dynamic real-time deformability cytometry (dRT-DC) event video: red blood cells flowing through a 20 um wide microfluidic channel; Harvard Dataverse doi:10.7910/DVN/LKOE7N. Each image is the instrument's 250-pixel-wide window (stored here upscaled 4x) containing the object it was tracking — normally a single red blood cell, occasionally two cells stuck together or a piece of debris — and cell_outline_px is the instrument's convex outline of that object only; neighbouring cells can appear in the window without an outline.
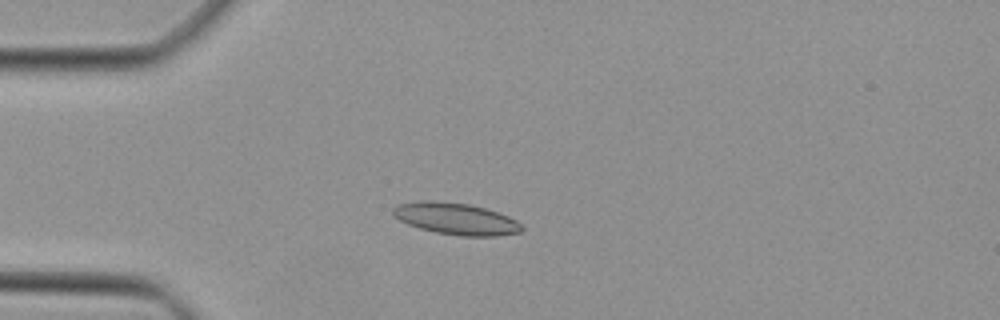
{"species": "Egyptian fruit bat (a non-hibernating species)", "species_latin": "Rousettus aegyptiacus", "temperature_condition": "cold", "stored_images_in_passage": 35, "camera_frame_rate_fps": 3000, "um_per_image_px": 0.085, "animal": {"sex": "female"}, "frame": {"image": 1, "passage_image": 1, "time_ms": 0.0, "image_size_px": [1000, 320], "cell_outline_px": [[524, 228], [520, 232], [496, 236], [460, 236], [436, 232], [420, 228], [408, 224], [400, 220], [392, 212], [392, 208], [400, 204], [468, 204], [484, 208], [508, 216], [516, 220]], "centroid_in_image_um": [38.86, 18.66], "position_along_channel_um": 46.1, "area_um2": 22.43}}
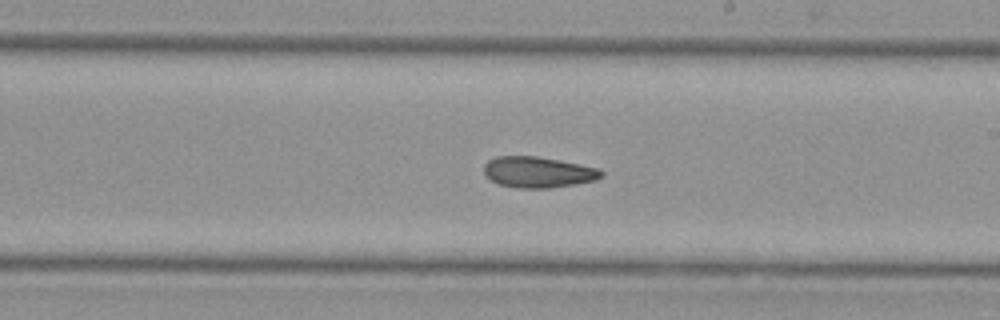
{"frame": {"image": 2, "passage_image": 16, "time_ms": 5.0, "image_size_px": [1000, 320], "cell_outline_px": [[604, 176], [596, 180], [576, 184], [552, 188], [520, 188], [500, 184], [492, 180], [484, 172], [484, 164], [488, 160], [496, 156], [536, 156], [560, 160], [600, 168], [604, 172]], "centroid_in_image_um": [45.79, 14.63], "position_along_channel_um": 243.2, "area_um2": 21.27}}
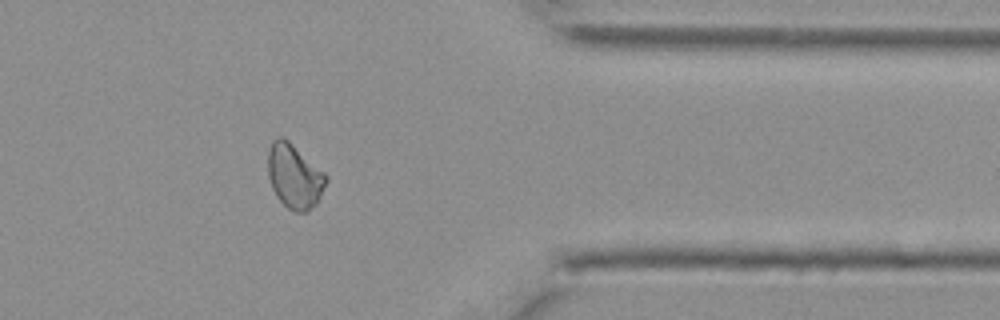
{"frame": {"image": 3, "passage_image": 27, "time_ms": 8.667, "image_size_px": [1000, 320], "cell_outline_px": [[328, 180], [316, 204], [304, 212], [296, 212], [288, 208], [276, 196], [272, 188], [268, 176], [268, 148], [272, 140], [276, 136], [280, 136], [288, 140], [324, 172], [328, 176]], "centroid_in_image_um": [25.01, 14.96], "position_along_channel_um": 386.4, "area_um2": 21.73}}